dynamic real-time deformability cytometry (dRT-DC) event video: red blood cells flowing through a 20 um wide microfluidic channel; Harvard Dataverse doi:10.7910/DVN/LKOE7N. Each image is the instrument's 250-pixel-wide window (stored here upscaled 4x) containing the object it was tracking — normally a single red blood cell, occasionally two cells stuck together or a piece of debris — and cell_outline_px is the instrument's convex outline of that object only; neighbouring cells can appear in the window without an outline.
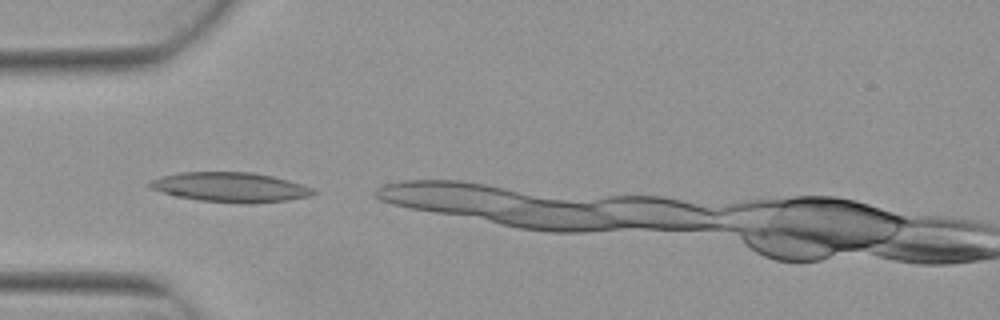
{"species": "Egyptian fruit bat (a non-hibernating species)", "species_latin": "Rousettus aegyptiacus", "temperature_condition": "warm", "stored_images_in_passage": 7, "camera_frame_rate_fps": 3000, "um_per_image_px": 0.085, "animal": {"sex": "female"}, "frame": {"image": 1, "passage_image": 1, "time_ms": 0.0, "image_size_px": [1000, 320], "cell_outline_px": [[316, 192], [308, 196], [288, 200], [248, 204], [244, 204], [200, 200], [176, 196], [152, 188], [148, 184], [148, 180], [160, 176], [180, 172], [252, 172], [272, 176], [288, 180], [312, 188]], "centroid_in_image_um": [19.55, 15.91], "position_along_channel_um": 65.4, "area_um2": 28.15}}
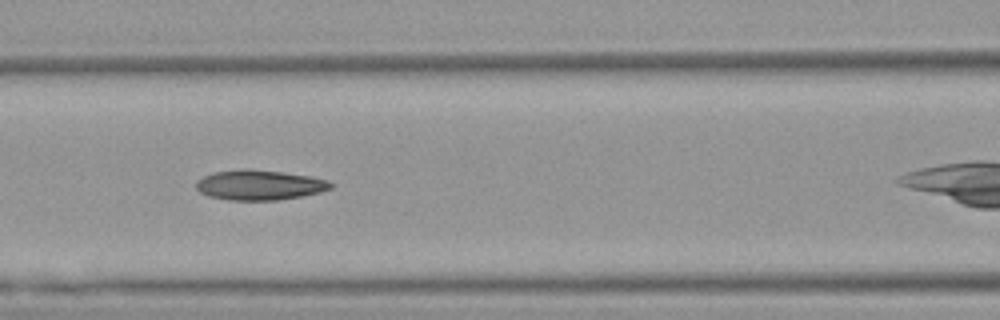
{"frame": {"image": 2, "passage_image": 4, "time_ms": 1.0, "image_size_px": [1000, 320], "cell_outline_px": [[332, 188], [320, 192], [300, 196], [276, 200], [228, 200], [208, 196], [200, 192], [196, 188], [196, 180], [212, 172], [244, 168], [248, 168], [284, 172], [308, 176], [328, 180], [332, 184]], "centroid_in_image_um": [22.01, 15.71], "position_along_channel_um": 144.6, "area_um2": 23.64}}